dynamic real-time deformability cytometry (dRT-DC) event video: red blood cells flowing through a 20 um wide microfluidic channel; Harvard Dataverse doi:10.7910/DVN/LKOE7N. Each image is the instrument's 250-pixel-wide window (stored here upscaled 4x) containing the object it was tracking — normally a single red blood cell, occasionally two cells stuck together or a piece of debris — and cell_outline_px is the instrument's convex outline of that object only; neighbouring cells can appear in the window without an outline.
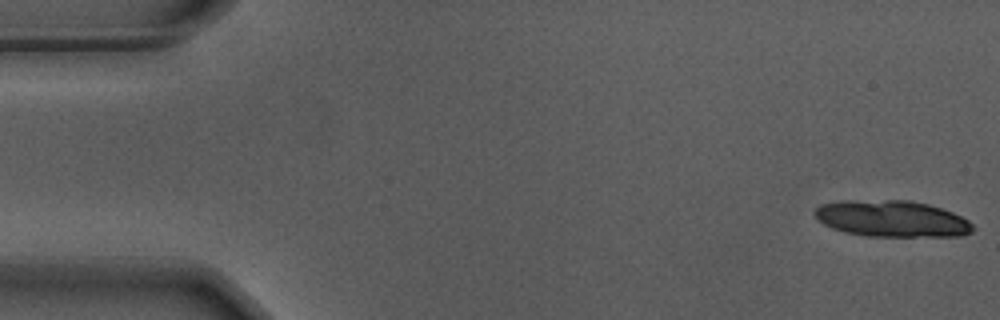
{"species": "Egyptian fruit bat (a non-hibernating species)", "species_latin": "Rousettus aegyptiacus", "temperature_condition": "warm", "stored_images_in_passage": 16, "camera_frame_rate_fps": 3000, "um_per_image_px": 0.085, "animal": {"sex": "male"}, "frame": {"image": 1, "passage_image": 1, "time_ms": 0.0, "image_size_px": [1000, 320], "cell_outline_px": [[972, 232], [960, 236], [864, 236], [844, 232], [832, 228], [824, 224], [816, 216], [816, 208], [820, 204], [848, 200], [908, 200], [928, 204], [952, 212], [968, 220], [972, 224]], "centroid_in_image_um": [75.81, 18.59], "position_along_channel_um": 9.2, "area_um2": 33.35}}